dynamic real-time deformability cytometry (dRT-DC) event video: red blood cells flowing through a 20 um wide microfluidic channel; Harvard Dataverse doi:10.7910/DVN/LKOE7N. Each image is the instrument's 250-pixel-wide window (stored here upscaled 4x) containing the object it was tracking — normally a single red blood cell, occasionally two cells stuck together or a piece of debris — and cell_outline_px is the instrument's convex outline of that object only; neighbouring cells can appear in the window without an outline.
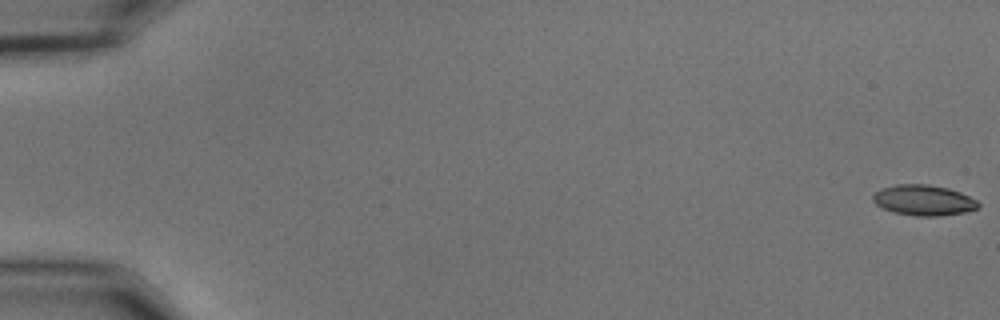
{"species": "common noctule bat (a hibernating species)", "species_latin": "Nyctalus noctula", "temperature_condition": "cold", "stored_images_in_passage": 50, "camera_frame_rate_fps": 3000, "um_per_image_px": 0.085, "animal": {"sex": "male", "body_mass_g": 15.6}, "frame": {"image": 1, "passage_image": 1, "time_ms": 0.0, "image_size_px": [1000, 320], "cell_outline_px": [[980, 208], [964, 212], [940, 216], [916, 216], [896, 212], [884, 208], [876, 204], [872, 200], [872, 196], [880, 188], [896, 184], [928, 184], [948, 188], [960, 192], [976, 200], [980, 204]], "centroid_in_image_um": [78.52, 17.01], "position_along_channel_um": 6.5, "area_um2": 18.73}}
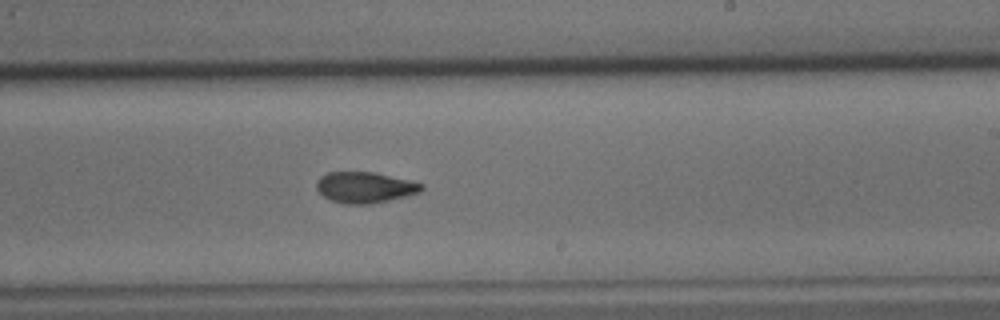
{"frame": {"image": 2, "passage_image": 35, "time_ms": 11.333, "image_size_px": [1000, 320], "cell_outline_px": [[424, 188], [420, 192], [388, 200], [368, 204], [348, 204], [332, 200], [324, 196], [316, 188], [316, 180], [320, 176], [328, 172], [376, 172], [424, 184]], "centroid_in_image_um": [31.0, 15.91], "position_along_channel_um": 258.0, "area_um2": 18.79}}
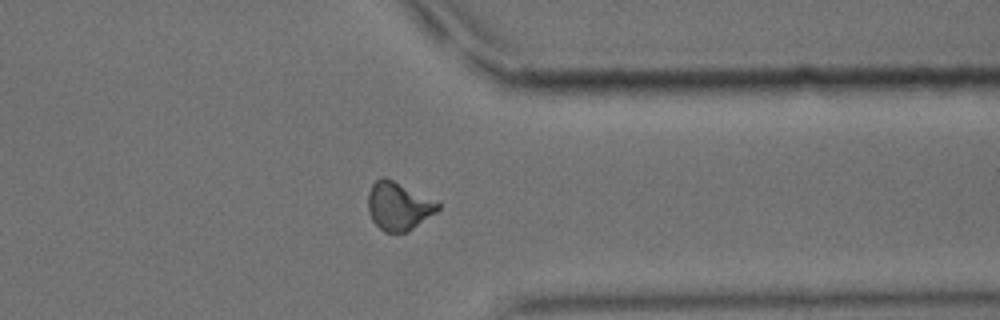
{"frame": {"image": 3, "passage_image": 45, "time_ms": 14.667, "image_size_px": [1000, 320], "cell_outline_px": [[440, 208], [436, 212], [408, 232], [384, 232], [372, 220], [368, 212], [368, 192], [372, 184], [380, 176], [384, 176], [440, 204]], "centroid_in_image_um": [33.82, 17.53], "position_along_channel_um": 377.6, "area_um2": 19.25}}